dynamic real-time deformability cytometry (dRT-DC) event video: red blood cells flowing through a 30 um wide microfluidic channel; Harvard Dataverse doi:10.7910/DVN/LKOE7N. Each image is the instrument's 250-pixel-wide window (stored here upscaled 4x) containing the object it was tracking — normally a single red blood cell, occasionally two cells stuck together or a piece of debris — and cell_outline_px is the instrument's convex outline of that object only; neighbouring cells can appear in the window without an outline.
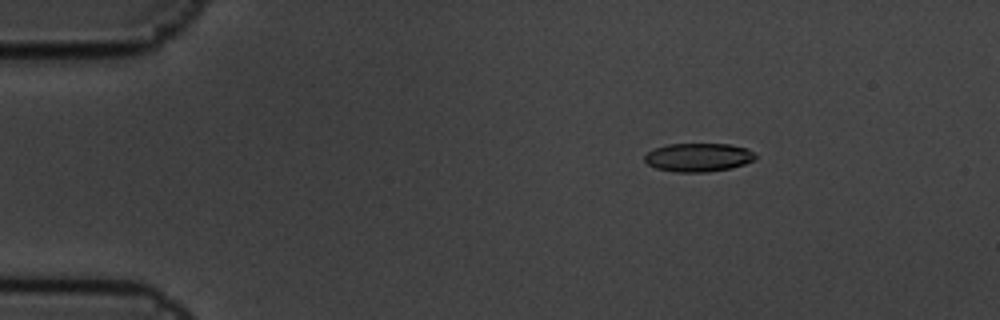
{"species": "common noctule bat (a hibernating species)", "species_latin": "Nyctalus noctula", "temperature_condition": "cold", "stored_images_in_passage": 6, "camera_frame_rate_fps": 3000, "um_per_image_px": 0.085, "animal": {"sex": "male", "body_mass_g": 19.5, "forearm_length_mm": 54.6}, "frame": {"image": 1, "passage_image": 3, "time_ms": 0.667, "image_size_px": [1000, 320], "cell_outline_px": [[756, 160], [744, 164], [728, 168], [708, 172], [676, 172], [656, 168], [648, 164], [644, 160], [644, 156], [648, 152], [656, 148], [668, 144], [728, 144], [748, 148], [756, 156]], "centroid_in_image_um": [59.36, 13.37], "position_along_channel_um": 25.6, "area_um2": 18.32}}
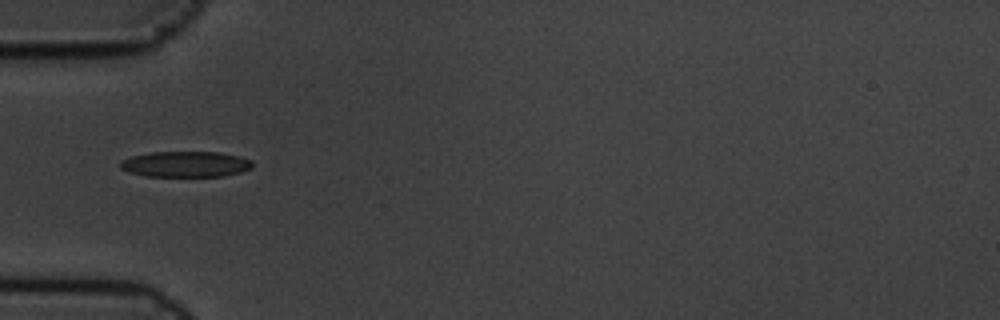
{"frame": {"image": 2, "passage_image": 6, "time_ms": 1.667, "image_size_px": [1000, 320], "cell_outline_px": [[252, 168], [240, 172], [224, 176], [144, 176], [128, 172], [120, 168], [120, 160], [132, 156], [152, 152], [220, 152], [240, 156], [252, 160]], "centroid_in_image_um": [15.77, 13.95], "position_along_channel_um": 69.2, "area_um2": 19.94}}